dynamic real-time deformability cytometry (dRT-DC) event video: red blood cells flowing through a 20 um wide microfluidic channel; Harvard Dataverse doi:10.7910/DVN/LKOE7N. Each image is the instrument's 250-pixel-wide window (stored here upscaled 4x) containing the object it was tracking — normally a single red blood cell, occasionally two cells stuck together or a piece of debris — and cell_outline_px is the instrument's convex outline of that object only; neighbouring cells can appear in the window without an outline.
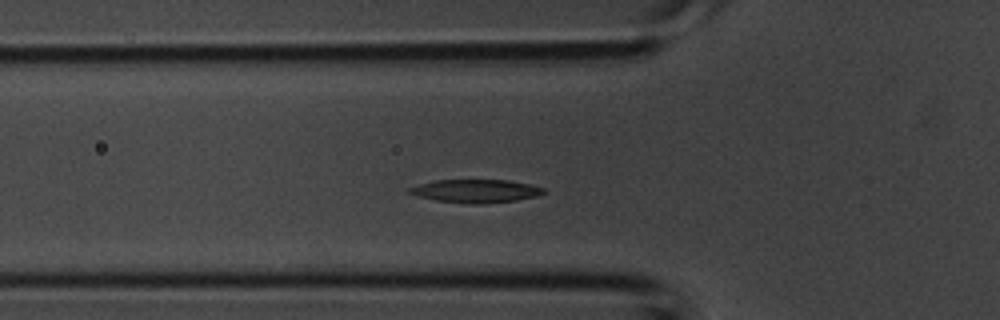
{"species": "common noctule bat (a hibernating species)", "species_latin": "Nyctalus noctula", "temperature_condition": "room temperature", "stored_images_in_passage": 31, "camera_frame_rate_fps": 3000, "um_per_image_px": 0.085, "animal": {"sex": "male", "body_mass_g": 20.1, "forearm_length_mm": 53.5}, "frame": {"image": 1, "passage_image": 4, "time_ms": 1.0, "image_size_px": [1000, 320], "cell_outline_px": [[544, 192], [536, 196], [516, 200], [484, 204], [468, 204], [436, 200], [416, 196], [408, 192], [408, 188], [432, 180], [508, 180], [528, 184], [544, 188]], "centroid_in_image_um": [40.4, 16.24], "position_along_channel_um": 85.4, "area_um2": 18.09}}
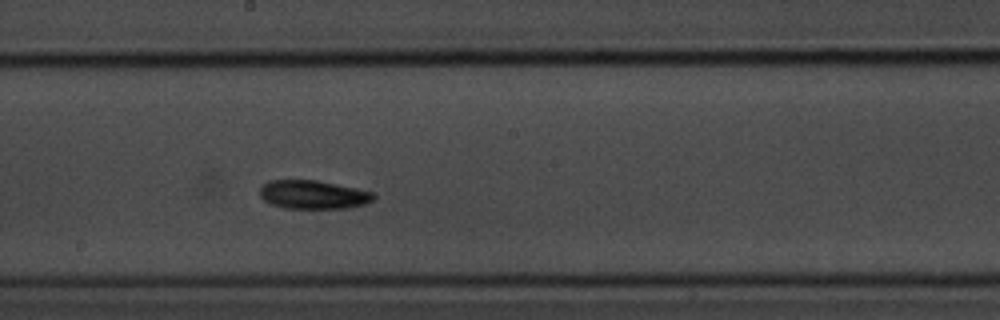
{"frame": {"image": 2, "passage_image": 12, "time_ms": 3.667, "image_size_px": [1000, 320], "cell_outline_px": [[376, 196], [372, 200], [364, 204], [352, 208], [284, 208], [272, 204], [264, 200], [260, 196], [260, 184], [268, 180], [316, 180], [356, 188], [372, 192]], "centroid_in_image_um": [26.59, 16.54], "position_along_channel_um": 221.6, "area_um2": 19.02}}
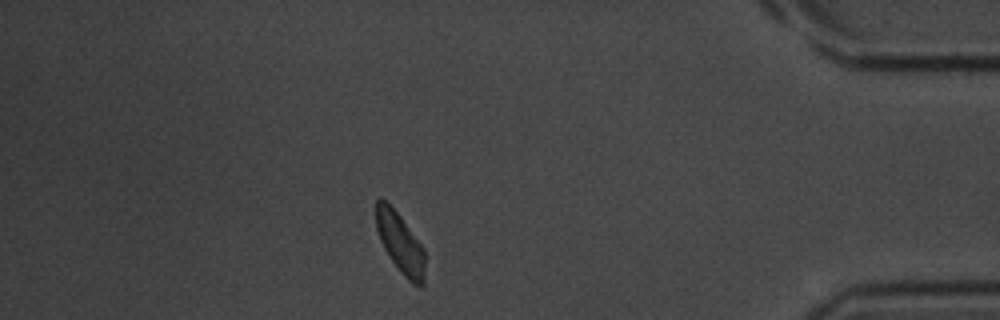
{"frame": {"image": 3, "passage_image": 25, "time_ms": 8.0, "image_size_px": [1000, 320], "cell_outline_px": [[424, 284], [420, 288], [412, 284], [400, 272], [384, 248], [380, 240], [376, 228], [376, 200], [380, 196], [400, 216], [424, 248]], "centroid_in_image_um": [34.02, 20.69], "position_along_channel_um": 401.2, "area_um2": 17.05}}